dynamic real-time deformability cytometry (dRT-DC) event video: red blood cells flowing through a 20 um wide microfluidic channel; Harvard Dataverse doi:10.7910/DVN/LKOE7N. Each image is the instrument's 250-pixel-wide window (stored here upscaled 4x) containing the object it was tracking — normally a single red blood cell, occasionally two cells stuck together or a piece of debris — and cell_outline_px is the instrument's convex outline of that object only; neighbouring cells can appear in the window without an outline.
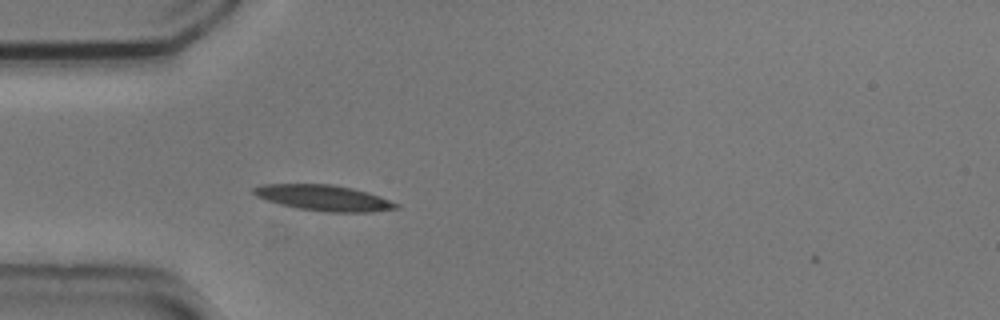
{"species": "common noctule bat (a hibernating species)", "species_latin": "Nyctalus noctula", "temperature_condition": "cold", "stored_images_in_passage": 1, "camera_frame_rate_fps": 3000, "um_per_image_px": 0.085, "animal": {"sex": "male", "body_mass_g": 20.5, "forearm_length_mm": 52.5}, "frame": {"image": 1, "passage_image": 1, "time_ms": 0.0, "image_size_px": [1000, 320], "cell_outline_px": [[400, 208], [372, 212], [324, 212], [296, 208], [280, 204], [256, 196], [252, 192], [252, 188], [260, 184], [332, 184], [352, 188], [368, 192], [380, 196], [400, 204]], "centroid_in_image_um": [27.54, 16.82], "position_along_channel_um": 57.5, "area_um2": 21.56}}